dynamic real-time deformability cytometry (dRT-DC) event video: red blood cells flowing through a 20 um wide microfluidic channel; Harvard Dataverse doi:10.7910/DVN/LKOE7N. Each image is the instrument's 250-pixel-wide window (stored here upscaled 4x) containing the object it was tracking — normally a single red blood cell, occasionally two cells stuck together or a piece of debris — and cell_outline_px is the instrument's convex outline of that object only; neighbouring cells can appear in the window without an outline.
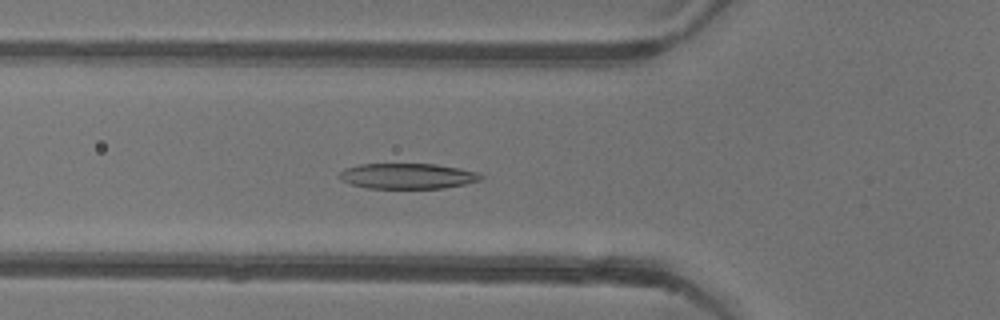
{"species": "common noctule bat (a hibernating species)", "species_latin": "Nyctalus noctula", "temperature_condition": "warm", "stored_images_in_passage": 51, "camera_frame_rate_fps": 3000, "um_per_image_px": 0.085, "animal": {"sex": "female"}, "frame": {"image": 1, "passage_image": 17, "time_ms": 5.333, "image_size_px": [1000, 320], "cell_outline_px": [[484, 180], [444, 188], [368, 188], [352, 184], [340, 180], [340, 172], [344, 168], [360, 164], [436, 164], [460, 168], [476, 172], [484, 176]], "centroid_in_image_um": [34.67, 14.96], "position_along_channel_um": 91.1, "area_um2": 21.04}}
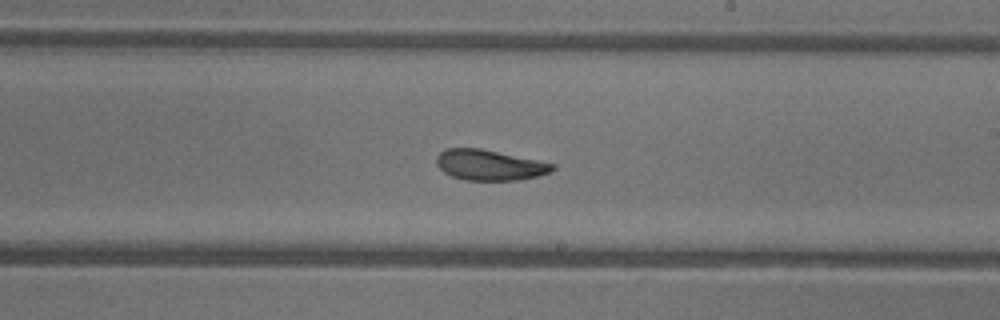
{"frame": {"image": 2, "passage_image": 29, "time_ms": 9.333, "image_size_px": [1000, 320], "cell_outline_px": [[556, 168], [552, 172], [520, 180], [464, 180], [452, 176], [444, 172], [436, 164], [436, 156], [444, 148], [480, 148], [556, 164]], "centroid_in_image_um": [41.61, 14.02], "position_along_channel_um": 247.4, "area_um2": 20.69}}
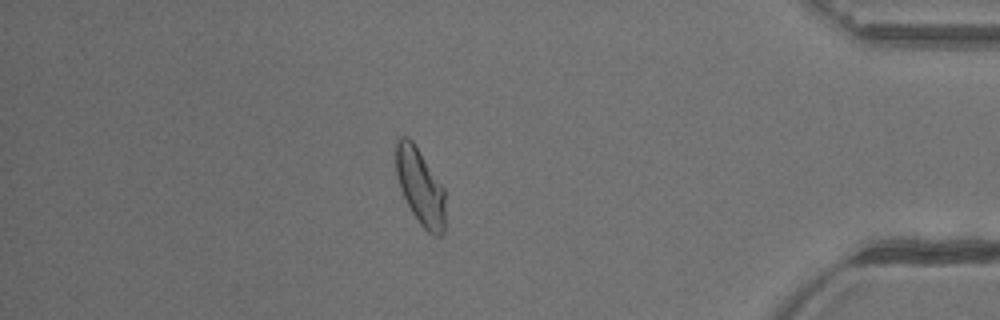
{"frame": {"image": 3, "passage_image": 44, "time_ms": 14.333, "image_size_px": [1000, 320], "cell_outline_px": [[444, 232], [440, 236], [436, 236], [428, 232], [420, 224], [412, 212], [400, 188], [396, 176], [396, 140], [400, 136], [408, 136], [412, 140], [444, 188]], "centroid_in_image_um": [35.7, 15.85], "position_along_channel_um": 399.5, "area_um2": 21.73}, "authors_computed_cell_mechanics": {"area_um2": 21.8484, "velocity_mm_per_s": 3.8943, "shape_relaxation_time_tau1_ms": 4.8033, "shape_relaxation_time_tau2_ms": 1.8989, "deformation_change_tau1": 0.1669, "deformation_change_tau2": 0.0872}}